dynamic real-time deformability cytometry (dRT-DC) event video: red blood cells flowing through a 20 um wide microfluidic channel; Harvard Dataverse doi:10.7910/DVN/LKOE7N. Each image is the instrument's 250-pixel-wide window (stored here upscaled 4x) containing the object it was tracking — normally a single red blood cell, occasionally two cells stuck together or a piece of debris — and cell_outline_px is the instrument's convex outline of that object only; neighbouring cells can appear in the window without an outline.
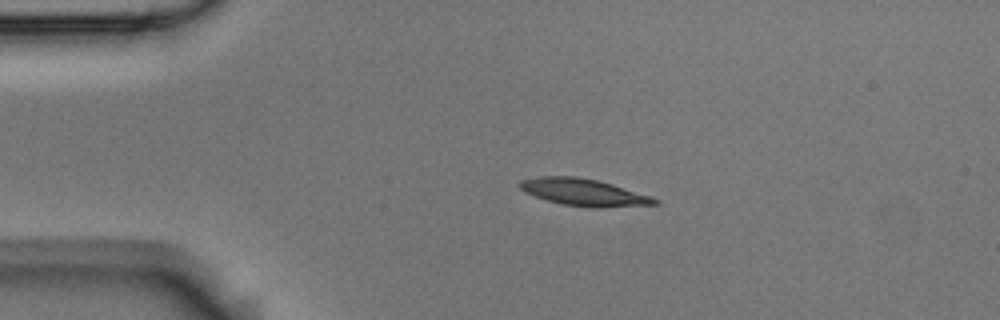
{"species": "Egyptian fruit bat (a non-hibernating species)", "species_latin": "Rousettus aegyptiacus", "temperature_condition": "room temperature", "stored_images_in_passage": 4, "camera_frame_rate_fps": 3000, "um_per_image_px": 0.085, "animal": {"sex": "male"}, "frame": {"image": 1, "passage_image": 3, "time_ms": 0.667, "image_size_px": [1000, 320], "cell_outline_px": [[660, 204], [600, 208], [588, 208], [564, 204], [548, 200], [524, 192], [516, 184], [520, 180], [540, 176], [576, 176], [596, 180], [612, 184], [652, 196], [660, 200]], "centroid_in_image_um": [49.64, 16.35], "position_along_channel_um": 35.4, "area_um2": 21.39}}